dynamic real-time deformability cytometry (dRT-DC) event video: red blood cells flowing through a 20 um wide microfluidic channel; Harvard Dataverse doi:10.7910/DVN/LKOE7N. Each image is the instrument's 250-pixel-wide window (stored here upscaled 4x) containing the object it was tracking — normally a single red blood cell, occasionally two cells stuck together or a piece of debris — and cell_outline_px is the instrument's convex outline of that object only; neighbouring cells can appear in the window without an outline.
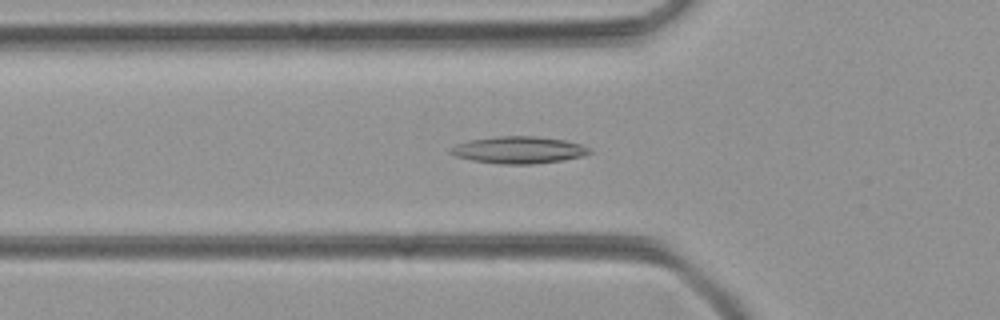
{"species": "common noctule bat (a hibernating species)", "species_latin": "Nyctalus noctula", "temperature_condition": "room temperature", "stored_images_in_passage": 46, "camera_frame_rate_fps": 3000, "um_per_image_px": 0.085, "animal": {"sex": "female", "body_mass_g": 21.9}, "frame": {"image": 1, "passage_image": 18, "time_ms": 5.667, "image_size_px": [1000, 320], "cell_outline_px": [[592, 152], [580, 156], [564, 160], [532, 164], [500, 164], [472, 160], [456, 156], [448, 152], [456, 144], [468, 140], [496, 136], [536, 136], [564, 140], [580, 144], [588, 148]], "centroid_in_image_um": [44.06, 12.74], "position_along_channel_um": 81.7, "area_um2": 21.73}}
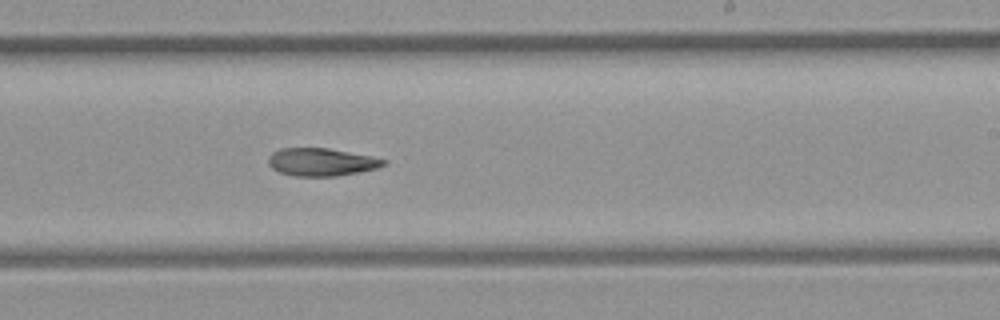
{"frame": {"image": 2, "passage_image": 31, "time_ms": 10.0, "image_size_px": [1000, 320], "cell_outline_px": [[388, 160], [384, 164], [376, 168], [336, 176], [296, 176], [280, 172], [272, 168], [268, 164], [268, 156], [272, 152], [280, 148], [328, 148], [372, 156]], "centroid_in_image_um": [27.28, 13.76], "position_along_channel_um": 261.7, "area_um2": 18.55}}
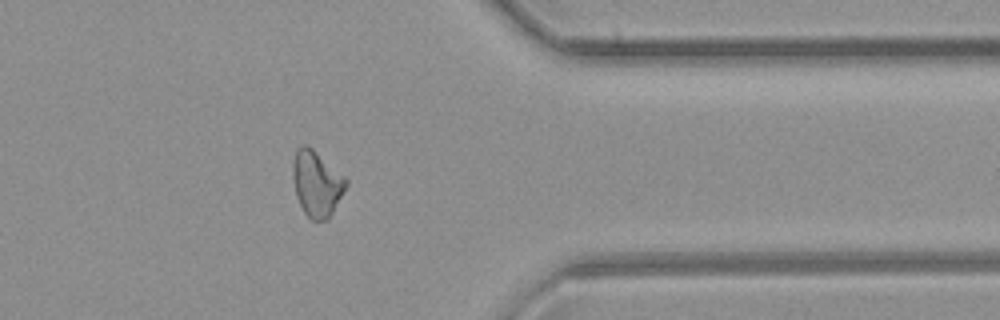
{"frame": {"image": 3, "passage_image": 41, "time_ms": 13.333, "image_size_px": [1000, 320], "cell_outline_px": [[348, 184], [328, 220], [312, 220], [304, 212], [296, 196], [292, 176], [292, 160], [296, 152], [304, 144], [308, 144], [344, 176], [348, 180]], "centroid_in_image_um": [26.91, 15.6], "position_along_channel_um": 384.5, "area_um2": 20.29}}